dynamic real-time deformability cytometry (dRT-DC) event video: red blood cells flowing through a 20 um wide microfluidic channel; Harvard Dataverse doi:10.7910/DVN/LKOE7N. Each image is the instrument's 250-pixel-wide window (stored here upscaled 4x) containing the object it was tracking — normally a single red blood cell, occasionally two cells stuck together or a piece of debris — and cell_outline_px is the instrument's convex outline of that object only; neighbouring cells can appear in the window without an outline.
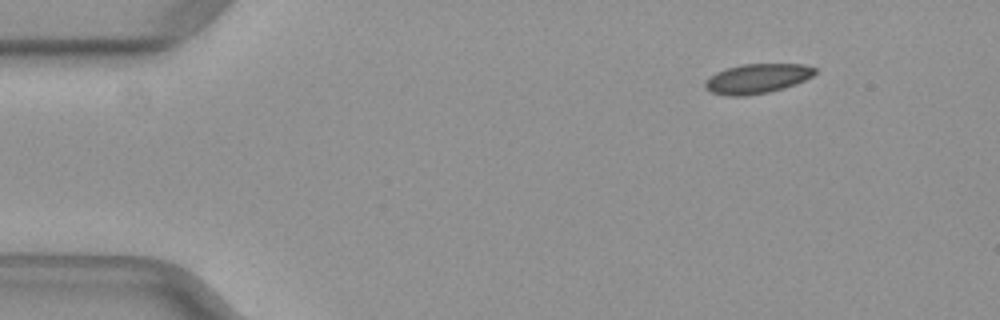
{"species": "common noctule bat (a hibernating species)", "species_latin": "Nyctalus noctula", "temperature_condition": "warm", "stored_images_in_passage": 45, "camera_frame_rate_fps": 3000, "um_per_image_px": 0.085, "animal": {"sex": "female", "body_mass_g": 29.2, "forearm_length_mm": 56.3}, "frame": {"image": 1, "passage_image": 1, "time_ms": 0.0, "image_size_px": [1000, 320], "cell_outline_px": [[816, 72], [812, 76], [804, 80], [784, 88], [768, 92], [744, 96], [728, 96], [712, 92], [704, 88], [704, 80], [716, 72], [740, 64], [804, 64], [816, 68]], "centroid_in_image_um": [64.33, 6.68], "position_along_channel_um": 20.7, "area_um2": 18.96}}
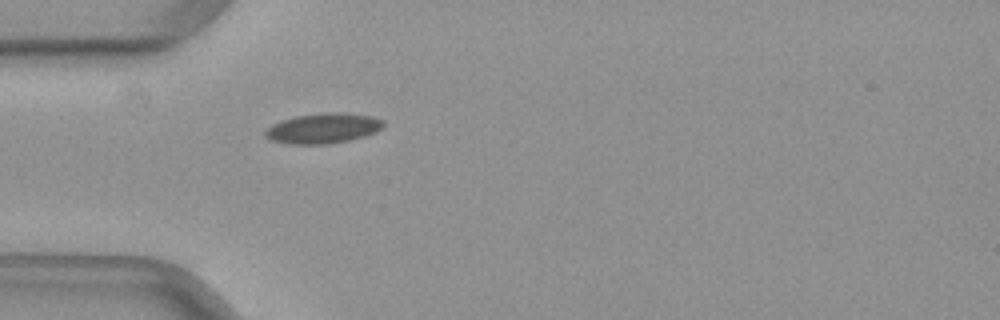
{"frame": {"image": 2, "passage_image": 10, "time_ms": 3.0, "image_size_px": [1000, 320], "cell_outline_px": [[384, 128], [376, 132], [364, 136], [348, 140], [328, 144], [288, 144], [272, 140], [264, 136], [264, 132], [272, 124], [280, 120], [296, 116], [320, 112], [344, 112], [372, 116], [384, 120]], "centroid_in_image_um": [27.48, 10.89], "position_along_channel_um": 57.5, "area_um2": 21.04}}
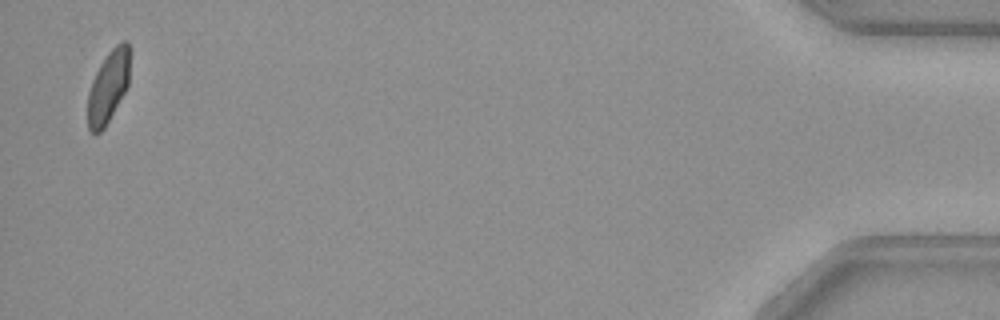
{"frame": {"image": 3, "passage_image": 44, "time_ms": 14.333, "image_size_px": [1000, 320], "cell_outline_px": [[128, 84], [124, 92], [104, 128], [96, 136], [88, 128], [88, 92], [92, 80], [100, 64], [108, 52], [116, 44], [124, 40], [128, 40]], "centroid_in_image_um": [9.17, 7.38], "position_along_channel_um": 426.0, "area_um2": 17.34}}